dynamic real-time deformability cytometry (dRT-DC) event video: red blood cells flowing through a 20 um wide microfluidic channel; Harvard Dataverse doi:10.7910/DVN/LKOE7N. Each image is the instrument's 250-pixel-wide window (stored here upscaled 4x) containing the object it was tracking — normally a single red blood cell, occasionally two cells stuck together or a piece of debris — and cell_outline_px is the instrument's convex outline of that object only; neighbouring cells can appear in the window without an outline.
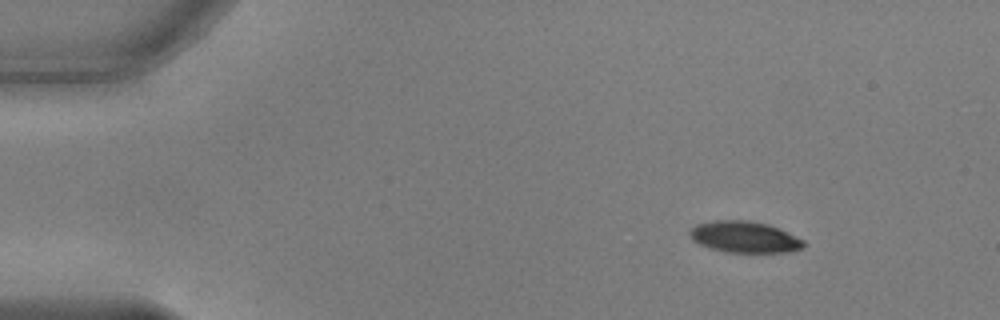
{"species": "common noctule bat (a hibernating species)", "species_latin": "Nyctalus noctula", "temperature_condition": "warm", "stored_images_in_passage": 48, "camera_frame_rate_fps": 3000, "um_per_image_px": 0.085, "animal": {"sex": "male", "body_mass_g": 17.9, "forearm_length_mm": 54.2}, "frame": {"image": 1, "passage_image": 1, "time_ms": 0.0, "image_size_px": [1000, 320], "cell_outline_px": [[804, 248], [792, 252], [728, 252], [712, 248], [700, 244], [692, 240], [688, 232], [696, 224], [716, 220], [744, 220], [768, 224], [804, 240]], "centroid_in_image_um": [63.28, 20.14], "position_along_channel_um": 21.7, "area_um2": 20.63}}
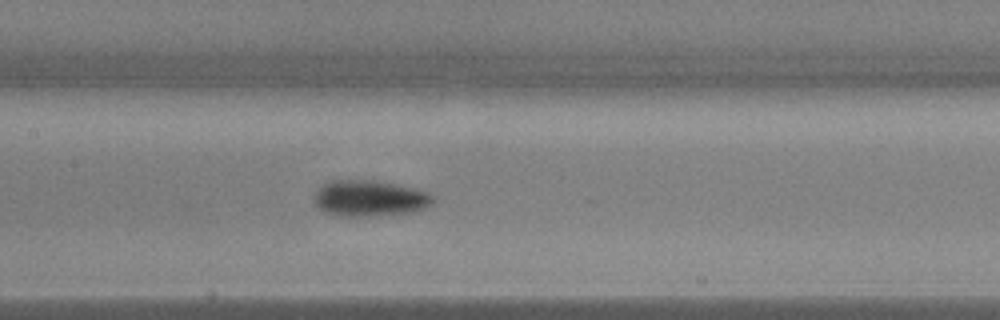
{"frame": {"image": 2, "passage_image": 20, "time_ms": 6.333, "image_size_px": [1000, 320], "cell_outline_px": [[436, 196], [432, 204], [424, 208], [408, 212], [356, 216], [340, 216], [324, 212], [312, 200], [316, 192], [328, 180], [376, 180], [416, 188], [428, 192]], "centroid_in_image_um": [31.42, 16.83], "position_along_channel_um": 176.0, "area_um2": 24.85}}
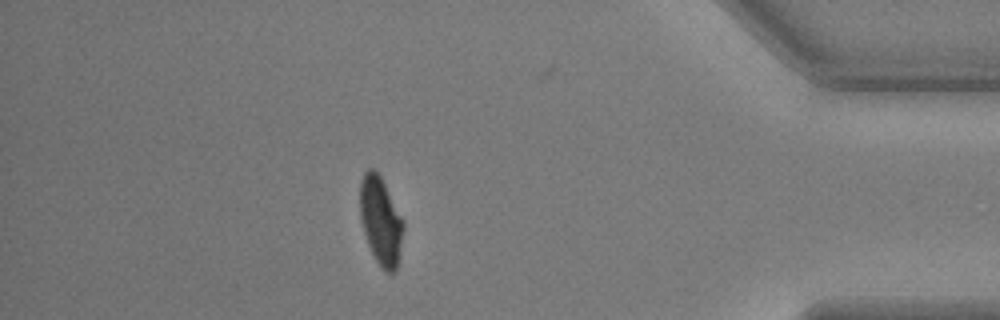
{"frame": {"image": 3, "passage_image": 41, "time_ms": 13.333, "image_size_px": [1000, 320], "cell_outline_px": [[404, 228], [396, 272], [388, 272], [380, 268], [368, 244], [364, 232], [360, 216], [360, 180], [364, 172], [368, 168], [372, 168], [380, 176], [404, 220]], "centroid_in_image_um": [32.36, 18.77], "position_along_channel_um": 402.8, "area_um2": 22.2}, "authors_computed_cell_mechanics": {"area_um2": 22.7732, "velocity_mm_per_s": 3.8068, "shape_relaxation_time_tau1_ms": 2.4993, "shape_relaxation_time_tau2_ms": 1.1938, "deformation_change_tau1": 0.1403, "deformation_change_tau2": 0.0503}}